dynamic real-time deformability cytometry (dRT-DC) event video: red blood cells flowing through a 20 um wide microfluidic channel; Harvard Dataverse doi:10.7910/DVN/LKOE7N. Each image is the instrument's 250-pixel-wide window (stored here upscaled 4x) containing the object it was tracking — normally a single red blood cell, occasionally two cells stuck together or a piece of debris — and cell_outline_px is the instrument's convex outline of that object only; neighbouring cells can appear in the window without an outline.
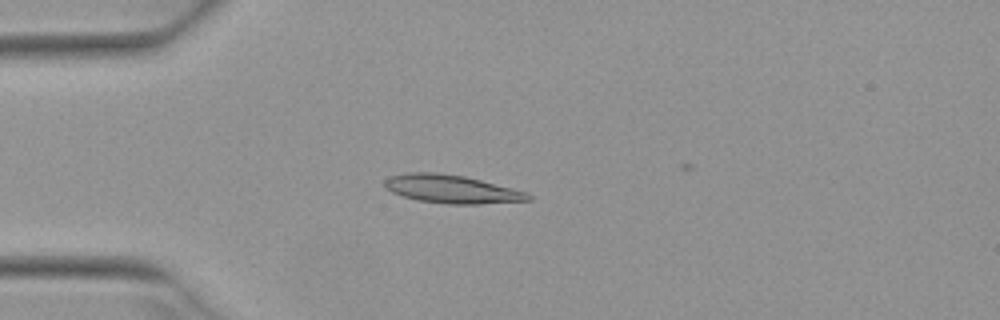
{"species": "Egyptian fruit bat (a non-hibernating species)", "species_latin": "Rousettus aegyptiacus", "temperature_condition": "warm", "stored_images_in_passage": 17, "camera_frame_rate_fps": 3000, "um_per_image_px": 0.085, "animal": {"sex": "female"}, "frame": {"image": 1, "passage_image": 14, "time_ms": 4.333, "image_size_px": [1000, 320], "cell_outline_px": [[532, 200], [476, 204], [448, 204], [420, 200], [404, 196], [392, 192], [384, 188], [384, 180], [388, 176], [408, 172], [432, 172], [464, 176], [528, 192], [532, 196]], "centroid_in_image_um": [38.37, 16.06], "position_along_channel_um": 46.6, "area_um2": 23.52}}